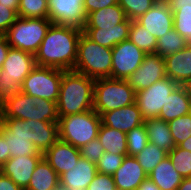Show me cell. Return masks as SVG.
<instances>
[{"instance_id":"9a60e30c","label":"cell","mask_w":191,"mask_h":190,"mask_svg":"<svg viewBox=\"0 0 191 190\" xmlns=\"http://www.w3.org/2000/svg\"><path fill=\"white\" fill-rule=\"evenodd\" d=\"M43 155L17 156L10 158L0 167V172L10 177L19 187H28L32 173Z\"/></svg>"},{"instance_id":"1f68e13d","label":"cell","mask_w":191,"mask_h":190,"mask_svg":"<svg viewBox=\"0 0 191 190\" xmlns=\"http://www.w3.org/2000/svg\"><path fill=\"white\" fill-rule=\"evenodd\" d=\"M167 156V151L149 142L135 158L144 171L149 174Z\"/></svg>"},{"instance_id":"f5cc1de1","label":"cell","mask_w":191,"mask_h":190,"mask_svg":"<svg viewBox=\"0 0 191 190\" xmlns=\"http://www.w3.org/2000/svg\"><path fill=\"white\" fill-rule=\"evenodd\" d=\"M180 148L191 152V136L178 145Z\"/></svg>"},{"instance_id":"bcb514c9","label":"cell","mask_w":191,"mask_h":190,"mask_svg":"<svg viewBox=\"0 0 191 190\" xmlns=\"http://www.w3.org/2000/svg\"><path fill=\"white\" fill-rule=\"evenodd\" d=\"M0 190H23L10 177L0 172Z\"/></svg>"},{"instance_id":"c3c4849f","label":"cell","mask_w":191,"mask_h":190,"mask_svg":"<svg viewBox=\"0 0 191 190\" xmlns=\"http://www.w3.org/2000/svg\"><path fill=\"white\" fill-rule=\"evenodd\" d=\"M137 190H160L159 187L147 177L138 187Z\"/></svg>"},{"instance_id":"cb8c5ba5","label":"cell","mask_w":191,"mask_h":190,"mask_svg":"<svg viewBox=\"0 0 191 190\" xmlns=\"http://www.w3.org/2000/svg\"><path fill=\"white\" fill-rule=\"evenodd\" d=\"M191 113V86L178 85L169 95L158 118L168 122Z\"/></svg>"},{"instance_id":"4fadbf2b","label":"cell","mask_w":191,"mask_h":190,"mask_svg":"<svg viewBox=\"0 0 191 190\" xmlns=\"http://www.w3.org/2000/svg\"><path fill=\"white\" fill-rule=\"evenodd\" d=\"M165 77L167 76L164 58L157 53H149L144 56L141 65L126 80L135 92H138Z\"/></svg>"},{"instance_id":"7a4b0ae2","label":"cell","mask_w":191,"mask_h":190,"mask_svg":"<svg viewBox=\"0 0 191 190\" xmlns=\"http://www.w3.org/2000/svg\"><path fill=\"white\" fill-rule=\"evenodd\" d=\"M95 79L74 70H63L59 98L58 116L64 117L93 109Z\"/></svg>"},{"instance_id":"681fc988","label":"cell","mask_w":191,"mask_h":190,"mask_svg":"<svg viewBox=\"0 0 191 190\" xmlns=\"http://www.w3.org/2000/svg\"><path fill=\"white\" fill-rule=\"evenodd\" d=\"M172 11L179 8V5H191V0H166Z\"/></svg>"},{"instance_id":"836d02e7","label":"cell","mask_w":191,"mask_h":190,"mask_svg":"<svg viewBox=\"0 0 191 190\" xmlns=\"http://www.w3.org/2000/svg\"><path fill=\"white\" fill-rule=\"evenodd\" d=\"M128 156H136L149 143L146 127L143 124L126 133Z\"/></svg>"},{"instance_id":"4316f807","label":"cell","mask_w":191,"mask_h":190,"mask_svg":"<svg viewBox=\"0 0 191 190\" xmlns=\"http://www.w3.org/2000/svg\"><path fill=\"white\" fill-rule=\"evenodd\" d=\"M148 140L153 145L169 152L175 147V143L169 129L168 122L160 118H150L144 120Z\"/></svg>"},{"instance_id":"52a82bcc","label":"cell","mask_w":191,"mask_h":190,"mask_svg":"<svg viewBox=\"0 0 191 190\" xmlns=\"http://www.w3.org/2000/svg\"><path fill=\"white\" fill-rule=\"evenodd\" d=\"M51 24L48 18L18 17L5 37L12 48L35 55Z\"/></svg>"},{"instance_id":"6da1fadb","label":"cell","mask_w":191,"mask_h":190,"mask_svg":"<svg viewBox=\"0 0 191 190\" xmlns=\"http://www.w3.org/2000/svg\"><path fill=\"white\" fill-rule=\"evenodd\" d=\"M82 32L77 27L51 24L34 55L36 65L73 70Z\"/></svg>"},{"instance_id":"4dcf8cb0","label":"cell","mask_w":191,"mask_h":190,"mask_svg":"<svg viewBox=\"0 0 191 190\" xmlns=\"http://www.w3.org/2000/svg\"><path fill=\"white\" fill-rule=\"evenodd\" d=\"M128 40L135 44L145 54L155 53L157 46L156 37L149 34V32L136 21H131Z\"/></svg>"},{"instance_id":"e0dca14e","label":"cell","mask_w":191,"mask_h":190,"mask_svg":"<svg viewBox=\"0 0 191 190\" xmlns=\"http://www.w3.org/2000/svg\"><path fill=\"white\" fill-rule=\"evenodd\" d=\"M97 173L96 164L80 157L77 165L59 177L60 190H86Z\"/></svg>"},{"instance_id":"9c48e42d","label":"cell","mask_w":191,"mask_h":190,"mask_svg":"<svg viewBox=\"0 0 191 190\" xmlns=\"http://www.w3.org/2000/svg\"><path fill=\"white\" fill-rule=\"evenodd\" d=\"M179 84L165 77L148 88L136 92L135 102L144 120L158 118L165 102Z\"/></svg>"},{"instance_id":"30bf717a","label":"cell","mask_w":191,"mask_h":190,"mask_svg":"<svg viewBox=\"0 0 191 190\" xmlns=\"http://www.w3.org/2000/svg\"><path fill=\"white\" fill-rule=\"evenodd\" d=\"M0 132L7 140L12 157L43 155L27 137L26 120L0 118Z\"/></svg>"},{"instance_id":"7c38bea8","label":"cell","mask_w":191,"mask_h":190,"mask_svg":"<svg viewBox=\"0 0 191 190\" xmlns=\"http://www.w3.org/2000/svg\"><path fill=\"white\" fill-rule=\"evenodd\" d=\"M48 19L52 24L83 30L86 23L84 0H48Z\"/></svg>"},{"instance_id":"60d3db41","label":"cell","mask_w":191,"mask_h":190,"mask_svg":"<svg viewBox=\"0 0 191 190\" xmlns=\"http://www.w3.org/2000/svg\"><path fill=\"white\" fill-rule=\"evenodd\" d=\"M104 153V147L98 137L80 147L81 157L96 164Z\"/></svg>"},{"instance_id":"f546056e","label":"cell","mask_w":191,"mask_h":190,"mask_svg":"<svg viewBox=\"0 0 191 190\" xmlns=\"http://www.w3.org/2000/svg\"><path fill=\"white\" fill-rule=\"evenodd\" d=\"M188 44L189 41L173 28L165 36L157 40L155 53L164 58L182 50Z\"/></svg>"},{"instance_id":"44dd1931","label":"cell","mask_w":191,"mask_h":190,"mask_svg":"<svg viewBox=\"0 0 191 190\" xmlns=\"http://www.w3.org/2000/svg\"><path fill=\"white\" fill-rule=\"evenodd\" d=\"M164 60L168 78L179 85L191 86V43Z\"/></svg>"},{"instance_id":"ba28073f","label":"cell","mask_w":191,"mask_h":190,"mask_svg":"<svg viewBox=\"0 0 191 190\" xmlns=\"http://www.w3.org/2000/svg\"><path fill=\"white\" fill-rule=\"evenodd\" d=\"M62 76V69L36 65L24 79L21 92L57 103Z\"/></svg>"},{"instance_id":"d590c367","label":"cell","mask_w":191,"mask_h":190,"mask_svg":"<svg viewBox=\"0 0 191 190\" xmlns=\"http://www.w3.org/2000/svg\"><path fill=\"white\" fill-rule=\"evenodd\" d=\"M174 29L191 43V5H179L173 11Z\"/></svg>"},{"instance_id":"7402d4cb","label":"cell","mask_w":191,"mask_h":190,"mask_svg":"<svg viewBox=\"0 0 191 190\" xmlns=\"http://www.w3.org/2000/svg\"><path fill=\"white\" fill-rule=\"evenodd\" d=\"M148 174L139 165L135 156H125L121 166L113 174L117 190H137Z\"/></svg>"},{"instance_id":"d6a6232c","label":"cell","mask_w":191,"mask_h":190,"mask_svg":"<svg viewBox=\"0 0 191 190\" xmlns=\"http://www.w3.org/2000/svg\"><path fill=\"white\" fill-rule=\"evenodd\" d=\"M48 0H20L17 16L21 18H48Z\"/></svg>"},{"instance_id":"f35d334b","label":"cell","mask_w":191,"mask_h":190,"mask_svg":"<svg viewBox=\"0 0 191 190\" xmlns=\"http://www.w3.org/2000/svg\"><path fill=\"white\" fill-rule=\"evenodd\" d=\"M124 157V155L104 152L96 163L97 171L113 176L116 170L121 166Z\"/></svg>"},{"instance_id":"8d00e7d4","label":"cell","mask_w":191,"mask_h":190,"mask_svg":"<svg viewBox=\"0 0 191 190\" xmlns=\"http://www.w3.org/2000/svg\"><path fill=\"white\" fill-rule=\"evenodd\" d=\"M175 146L191 136V113L168 121Z\"/></svg>"},{"instance_id":"ab89813d","label":"cell","mask_w":191,"mask_h":190,"mask_svg":"<svg viewBox=\"0 0 191 190\" xmlns=\"http://www.w3.org/2000/svg\"><path fill=\"white\" fill-rule=\"evenodd\" d=\"M21 84L9 76H0V106L21 92Z\"/></svg>"},{"instance_id":"7bdbcfd3","label":"cell","mask_w":191,"mask_h":190,"mask_svg":"<svg viewBox=\"0 0 191 190\" xmlns=\"http://www.w3.org/2000/svg\"><path fill=\"white\" fill-rule=\"evenodd\" d=\"M17 18V13L13 9L0 5V36L6 35L9 27Z\"/></svg>"},{"instance_id":"d4e9b609","label":"cell","mask_w":191,"mask_h":190,"mask_svg":"<svg viewBox=\"0 0 191 190\" xmlns=\"http://www.w3.org/2000/svg\"><path fill=\"white\" fill-rule=\"evenodd\" d=\"M148 177L160 190H177L183 180V177L173 167L168 156L148 174Z\"/></svg>"},{"instance_id":"7dc6e473","label":"cell","mask_w":191,"mask_h":190,"mask_svg":"<svg viewBox=\"0 0 191 190\" xmlns=\"http://www.w3.org/2000/svg\"><path fill=\"white\" fill-rule=\"evenodd\" d=\"M10 47L11 46L8 44L7 38L5 36H0V69L2 68V64L6 60V56Z\"/></svg>"},{"instance_id":"603a6c76","label":"cell","mask_w":191,"mask_h":190,"mask_svg":"<svg viewBox=\"0 0 191 190\" xmlns=\"http://www.w3.org/2000/svg\"><path fill=\"white\" fill-rule=\"evenodd\" d=\"M27 137L41 153H45L58 139V122L26 120Z\"/></svg>"},{"instance_id":"e575fe53","label":"cell","mask_w":191,"mask_h":190,"mask_svg":"<svg viewBox=\"0 0 191 190\" xmlns=\"http://www.w3.org/2000/svg\"><path fill=\"white\" fill-rule=\"evenodd\" d=\"M173 167L183 178L191 177V152L175 146L168 152Z\"/></svg>"},{"instance_id":"f6af8a7d","label":"cell","mask_w":191,"mask_h":190,"mask_svg":"<svg viewBox=\"0 0 191 190\" xmlns=\"http://www.w3.org/2000/svg\"><path fill=\"white\" fill-rule=\"evenodd\" d=\"M11 158V153L8 150L7 140L0 132V167Z\"/></svg>"},{"instance_id":"816d5d0a","label":"cell","mask_w":191,"mask_h":190,"mask_svg":"<svg viewBox=\"0 0 191 190\" xmlns=\"http://www.w3.org/2000/svg\"><path fill=\"white\" fill-rule=\"evenodd\" d=\"M177 190H191V177L183 178L182 183L178 186Z\"/></svg>"},{"instance_id":"5b68a950","label":"cell","mask_w":191,"mask_h":190,"mask_svg":"<svg viewBox=\"0 0 191 190\" xmlns=\"http://www.w3.org/2000/svg\"><path fill=\"white\" fill-rule=\"evenodd\" d=\"M100 126L101 116L93 109L59 117V140L80 149V147L98 137Z\"/></svg>"},{"instance_id":"2e32d148","label":"cell","mask_w":191,"mask_h":190,"mask_svg":"<svg viewBox=\"0 0 191 190\" xmlns=\"http://www.w3.org/2000/svg\"><path fill=\"white\" fill-rule=\"evenodd\" d=\"M35 66L34 54L10 47L0 69V76H9L22 85Z\"/></svg>"},{"instance_id":"484cf974","label":"cell","mask_w":191,"mask_h":190,"mask_svg":"<svg viewBox=\"0 0 191 190\" xmlns=\"http://www.w3.org/2000/svg\"><path fill=\"white\" fill-rule=\"evenodd\" d=\"M25 190H60L59 176L44 157L37 164Z\"/></svg>"},{"instance_id":"f1b7e54d","label":"cell","mask_w":191,"mask_h":190,"mask_svg":"<svg viewBox=\"0 0 191 190\" xmlns=\"http://www.w3.org/2000/svg\"><path fill=\"white\" fill-rule=\"evenodd\" d=\"M98 139L104 147V152L127 156L126 133L101 123Z\"/></svg>"},{"instance_id":"83f0119b","label":"cell","mask_w":191,"mask_h":190,"mask_svg":"<svg viewBox=\"0 0 191 190\" xmlns=\"http://www.w3.org/2000/svg\"><path fill=\"white\" fill-rule=\"evenodd\" d=\"M130 28H83V33L93 42L113 48L122 41L129 39Z\"/></svg>"},{"instance_id":"ee69618b","label":"cell","mask_w":191,"mask_h":190,"mask_svg":"<svg viewBox=\"0 0 191 190\" xmlns=\"http://www.w3.org/2000/svg\"><path fill=\"white\" fill-rule=\"evenodd\" d=\"M118 4V0H84V12L89 13Z\"/></svg>"},{"instance_id":"8fae6325","label":"cell","mask_w":191,"mask_h":190,"mask_svg":"<svg viewBox=\"0 0 191 190\" xmlns=\"http://www.w3.org/2000/svg\"><path fill=\"white\" fill-rule=\"evenodd\" d=\"M146 54L130 40L112 48V78L126 80L143 62Z\"/></svg>"},{"instance_id":"8992f818","label":"cell","mask_w":191,"mask_h":190,"mask_svg":"<svg viewBox=\"0 0 191 190\" xmlns=\"http://www.w3.org/2000/svg\"><path fill=\"white\" fill-rule=\"evenodd\" d=\"M136 92L127 80L113 78L95 79L93 110L102 115L135 103Z\"/></svg>"},{"instance_id":"74e56055","label":"cell","mask_w":191,"mask_h":190,"mask_svg":"<svg viewBox=\"0 0 191 190\" xmlns=\"http://www.w3.org/2000/svg\"><path fill=\"white\" fill-rule=\"evenodd\" d=\"M158 0H118L128 19L135 21L146 13Z\"/></svg>"},{"instance_id":"ac0fdd59","label":"cell","mask_w":191,"mask_h":190,"mask_svg":"<svg viewBox=\"0 0 191 190\" xmlns=\"http://www.w3.org/2000/svg\"><path fill=\"white\" fill-rule=\"evenodd\" d=\"M43 157L60 177L64 172L77 165L81 154L79 148L58 139L43 154Z\"/></svg>"},{"instance_id":"f907efd6","label":"cell","mask_w":191,"mask_h":190,"mask_svg":"<svg viewBox=\"0 0 191 190\" xmlns=\"http://www.w3.org/2000/svg\"><path fill=\"white\" fill-rule=\"evenodd\" d=\"M20 0H0V5L9 6L16 13H18Z\"/></svg>"},{"instance_id":"5bb4252c","label":"cell","mask_w":191,"mask_h":190,"mask_svg":"<svg viewBox=\"0 0 191 190\" xmlns=\"http://www.w3.org/2000/svg\"><path fill=\"white\" fill-rule=\"evenodd\" d=\"M135 21L157 40L174 28L173 11L167 1H157Z\"/></svg>"},{"instance_id":"ffe728a7","label":"cell","mask_w":191,"mask_h":190,"mask_svg":"<svg viewBox=\"0 0 191 190\" xmlns=\"http://www.w3.org/2000/svg\"><path fill=\"white\" fill-rule=\"evenodd\" d=\"M131 20L119 4L89 13L84 28H130Z\"/></svg>"},{"instance_id":"d6986e66","label":"cell","mask_w":191,"mask_h":190,"mask_svg":"<svg viewBox=\"0 0 191 190\" xmlns=\"http://www.w3.org/2000/svg\"><path fill=\"white\" fill-rule=\"evenodd\" d=\"M101 123L105 126L128 133L134 127L144 123L138 105L135 103L107 111L101 115Z\"/></svg>"},{"instance_id":"b9f144b4","label":"cell","mask_w":191,"mask_h":190,"mask_svg":"<svg viewBox=\"0 0 191 190\" xmlns=\"http://www.w3.org/2000/svg\"><path fill=\"white\" fill-rule=\"evenodd\" d=\"M86 190H117L111 175L97 173Z\"/></svg>"},{"instance_id":"3957f363","label":"cell","mask_w":191,"mask_h":190,"mask_svg":"<svg viewBox=\"0 0 191 190\" xmlns=\"http://www.w3.org/2000/svg\"><path fill=\"white\" fill-rule=\"evenodd\" d=\"M73 70L92 79L112 78V48L93 42L82 32Z\"/></svg>"},{"instance_id":"277c9868","label":"cell","mask_w":191,"mask_h":190,"mask_svg":"<svg viewBox=\"0 0 191 190\" xmlns=\"http://www.w3.org/2000/svg\"><path fill=\"white\" fill-rule=\"evenodd\" d=\"M0 118L58 122L57 103L20 92L0 106Z\"/></svg>"}]
</instances>
